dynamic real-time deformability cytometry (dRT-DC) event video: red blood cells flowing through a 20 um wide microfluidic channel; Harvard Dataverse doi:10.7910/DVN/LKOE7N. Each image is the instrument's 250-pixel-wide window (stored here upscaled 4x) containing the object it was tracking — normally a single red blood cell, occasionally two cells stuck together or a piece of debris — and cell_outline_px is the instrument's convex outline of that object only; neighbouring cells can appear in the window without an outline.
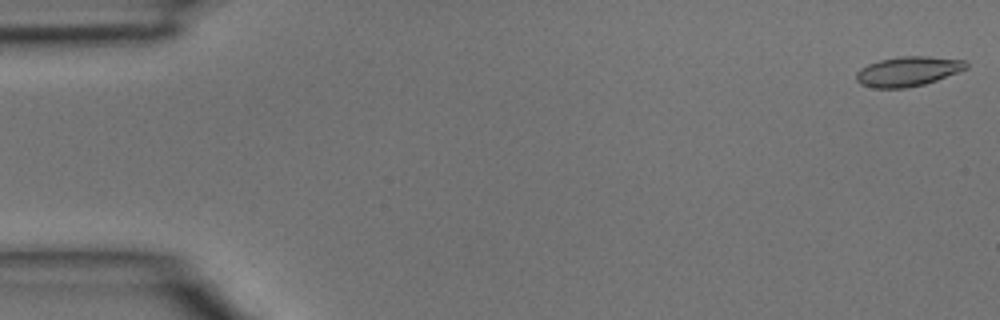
{"species": "common noctule bat (a hibernating species)", "species_latin": "Nyctalus noctula", "temperature_condition": "room temperature", "stored_images_in_passage": 4, "camera_frame_rate_fps": 3000, "um_per_image_px": 0.085, "animal": {"sex": "male", "body_mass_g": 15.6}, "frame": {"image": 1, "passage_image": 1, "time_ms": 0.0, "image_size_px": [1000, 320], "cell_outline_px": [[968, 68], [936, 80], [924, 84], [904, 88], [872, 88], [860, 84], [856, 80], [856, 72], [860, 68], [868, 64], [880, 60], [900, 56], [928, 56], [964, 60], [968, 64]], "centroid_in_image_um": [77.15, 6.06], "position_along_channel_um": 7.9, "area_um2": 19.02}}
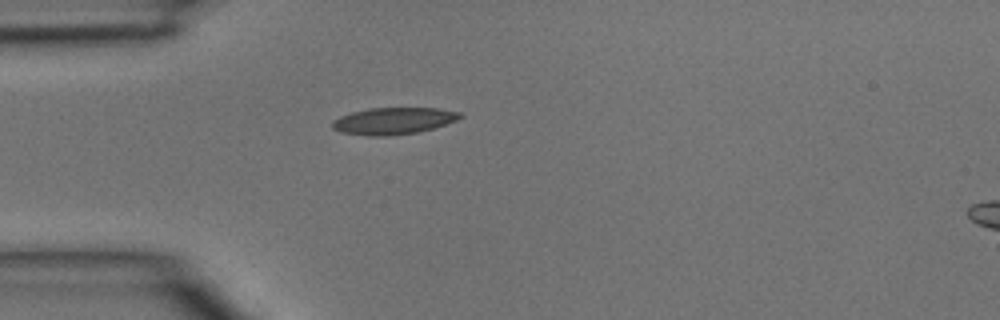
{"frame": {"image": 2, "passage_image": 4, "time_ms": 1.0, "image_size_px": [1000, 320], "cell_outline_px": [[464, 116], [456, 120], [432, 128], [416, 132], [392, 136], [368, 136], [340, 132], [332, 128], [332, 120], [340, 116], [352, 112], [372, 108], [436, 108], [460, 112]], "centroid_in_image_um": [33.41, 10.28], "position_along_channel_um": 51.6, "area_um2": 19.88}}